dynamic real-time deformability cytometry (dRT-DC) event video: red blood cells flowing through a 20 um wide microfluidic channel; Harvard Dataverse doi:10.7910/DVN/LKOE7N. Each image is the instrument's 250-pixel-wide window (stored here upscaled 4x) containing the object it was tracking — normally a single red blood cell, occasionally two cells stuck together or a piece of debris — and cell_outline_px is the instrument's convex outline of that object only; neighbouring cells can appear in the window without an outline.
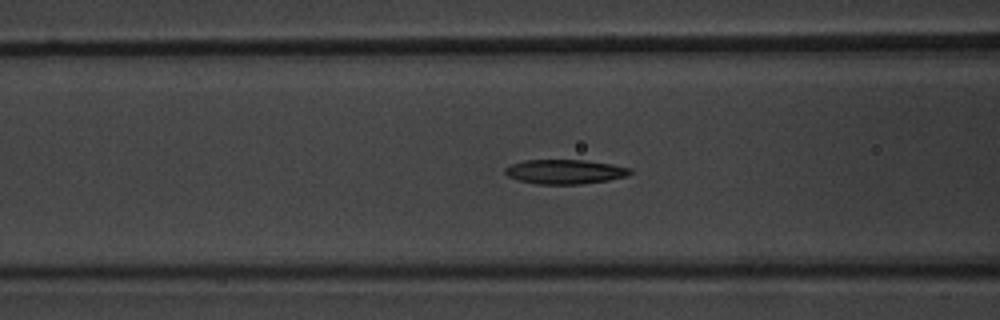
{"species": "common noctule bat (a hibernating species)", "species_latin": "Nyctalus noctula", "temperature_condition": "warm", "stored_images_in_passage": 48, "camera_frame_rate_fps": 3000, "um_per_image_px": 0.085, "animal": {"sex": "male", "body_mass_g": 20.1, "forearm_length_mm": 53.5}, "frame": {"image": 1, "passage_image": 17, "time_ms": 5.333, "image_size_px": [1000, 320], "cell_outline_px": [[632, 172], [628, 176], [608, 180], [580, 184], [536, 184], [520, 180], [508, 176], [504, 172], [504, 168], [512, 164], [524, 160], [588, 160], [612, 164], [632, 168]], "centroid_in_image_um": [48.05, 14.59], "position_along_channel_um": 118.6, "area_um2": 17.86}}
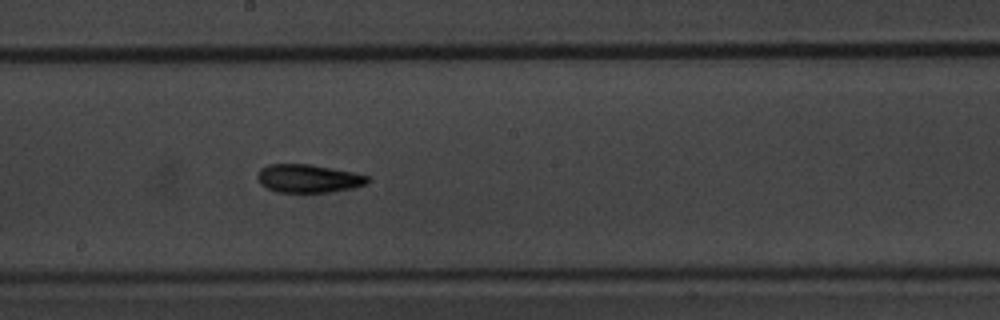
{"frame": {"image": 2, "passage_image": 25, "time_ms": 8.0, "image_size_px": [1000, 320], "cell_outline_px": [[372, 180], [368, 184], [352, 188], [328, 192], [276, 192], [260, 184], [256, 176], [260, 168], [268, 164], [312, 164], [352, 172], [368, 176]], "centroid_in_image_um": [26.21, 15.16], "position_along_channel_um": 222.0, "area_um2": 18.26}}
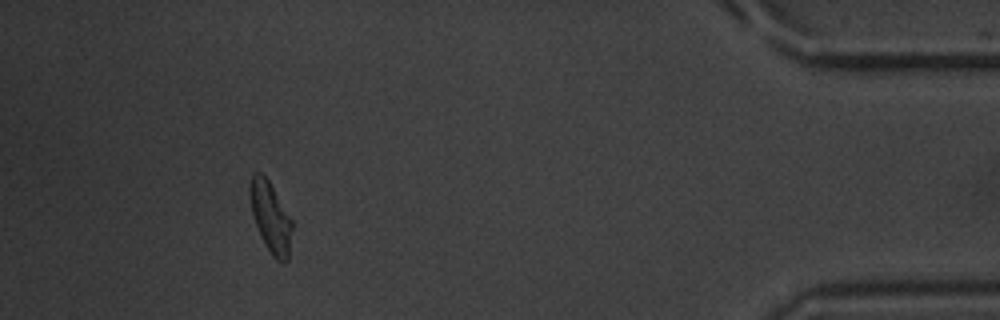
{"frame": {"image": 3, "passage_image": 44, "time_ms": 14.333, "image_size_px": [1000, 320], "cell_outline_px": [[292, 228], [288, 260], [284, 264], [276, 260], [272, 256], [260, 236], [252, 212], [248, 192], [252, 172], [260, 172], [268, 180], [292, 220]], "centroid_in_image_um": [22.99, 18.48], "position_along_channel_um": 412.2, "area_um2": 17.28}, "authors_computed_cell_mechanics": {"area_um2": 17.8891, "velocity_mm_per_s": 3.8717, "shape_relaxation_time_tau1_ms": 4.3168, "shape_relaxation_time_tau2_ms": 3.1528, "deformation_change_tau1": 0.164, "deformation_change_tau2": 0.1021}}